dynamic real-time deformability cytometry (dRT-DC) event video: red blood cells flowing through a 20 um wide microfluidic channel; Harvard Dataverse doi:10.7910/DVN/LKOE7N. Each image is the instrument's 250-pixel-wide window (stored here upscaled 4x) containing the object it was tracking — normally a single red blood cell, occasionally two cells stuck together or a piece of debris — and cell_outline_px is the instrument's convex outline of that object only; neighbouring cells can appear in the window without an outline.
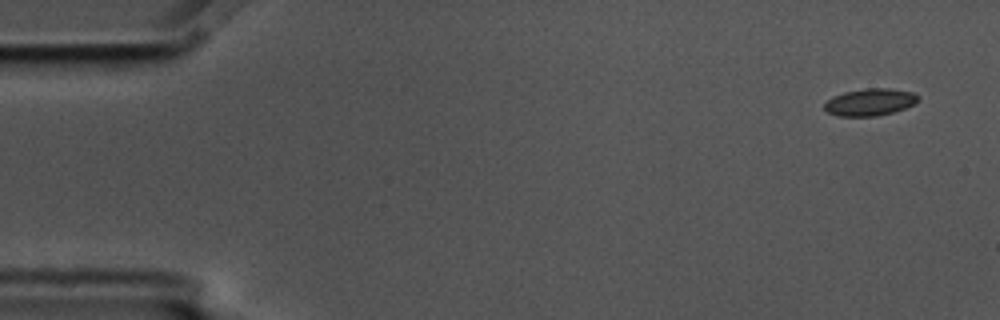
{"species": "common noctule bat (a hibernating species)", "species_latin": "Nyctalus noctula", "temperature_condition": "cold", "stored_images_in_passage": 4, "camera_frame_rate_fps": 3000, "um_per_image_px": 0.085, "animal": {"sex": "male", "body_mass_g": 17.5, "forearm_length_mm": 52.3}, "frame": {"image": 1, "passage_image": 1, "time_ms": 0.0, "image_size_px": [1000, 320], "cell_outline_px": [[920, 96], [912, 104], [904, 108], [892, 112], [876, 116], [840, 116], [828, 112], [824, 108], [824, 104], [832, 96], [844, 92], [864, 88], [888, 88], [912, 92]], "centroid_in_image_um": [73.91, 8.67], "position_along_channel_um": 11.1, "area_um2": 14.62}}